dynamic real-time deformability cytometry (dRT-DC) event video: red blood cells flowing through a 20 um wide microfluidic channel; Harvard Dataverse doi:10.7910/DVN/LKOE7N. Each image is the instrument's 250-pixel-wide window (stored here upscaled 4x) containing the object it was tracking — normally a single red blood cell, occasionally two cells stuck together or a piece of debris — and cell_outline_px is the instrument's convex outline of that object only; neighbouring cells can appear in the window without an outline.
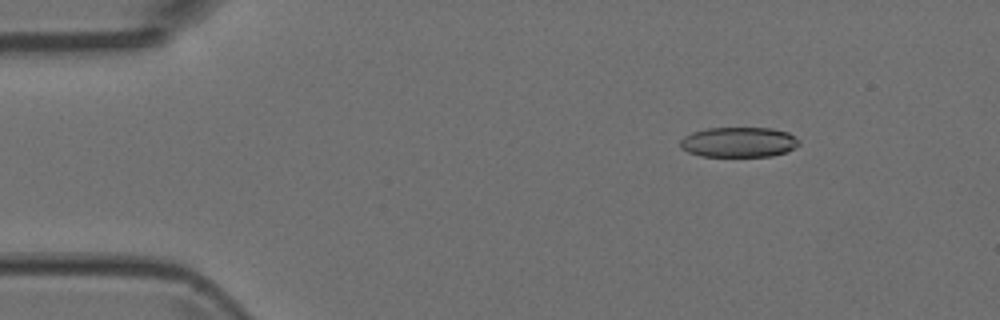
{"species": "Egyptian fruit bat (a non-hibernating species)", "species_latin": "Rousettus aegyptiacus", "temperature_condition": "room temperature", "stored_images_in_passage": 4, "camera_frame_rate_fps": 3000, "um_per_image_px": 0.085, "animal": {"sex": "female"}, "frame": {"image": 1, "passage_image": 1, "time_ms": 0.0, "image_size_px": [1000, 320], "cell_outline_px": [[800, 144], [796, 148], [772, 156], [700, 156], [688, 152], [680, 148], [680, 140], [684, 136], [692, 132], [708, 128], [772, 128], [788, 132], [800, 140]], "centroid_in_image_um": [62.8, 12.08], "position_along_channel_um": 22.2, "area_um2": 20.98}}
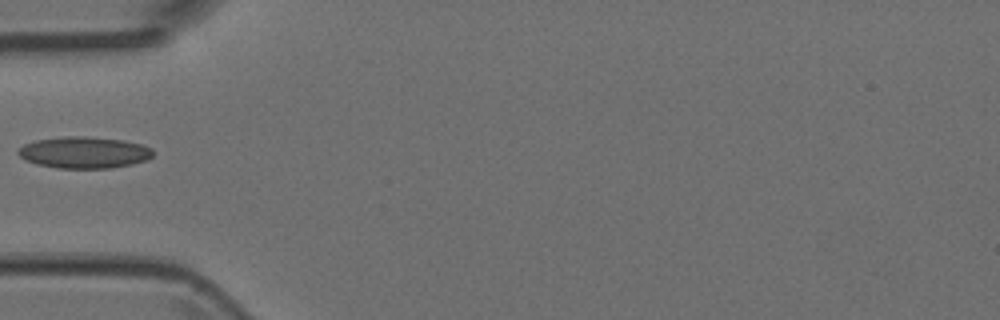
{"frame": {"image": 2, "passage_image": 4, "time_ms": 1.0, "image_size_px": [1000, 320], "cell_outline_px": [[152, 156], [144, 160], [132, 164], [112, 168], [56, 168], [36, 164], [24, 160], [16, 152], [24, 144], [36, 140], [64, 136], [84, 136], [124, 140], [140, 144], [152, 148]], "centroid_in_image_um": [7.12, 12.96], "position_along_channel_um": 77.9, "area_um2": 24.8}}